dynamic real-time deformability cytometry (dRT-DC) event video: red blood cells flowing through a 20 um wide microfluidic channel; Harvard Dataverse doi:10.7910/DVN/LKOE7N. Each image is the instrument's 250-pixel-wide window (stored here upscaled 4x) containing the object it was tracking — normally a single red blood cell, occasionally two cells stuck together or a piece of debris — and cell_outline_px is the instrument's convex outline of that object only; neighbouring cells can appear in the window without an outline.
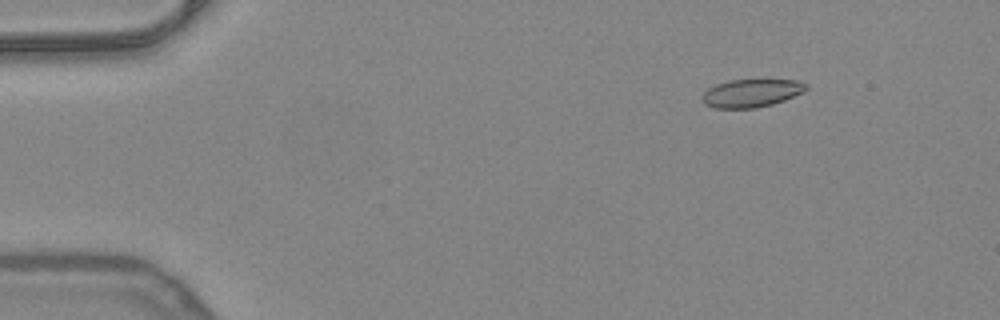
{"species": "common noctule bat (a hibernating species)", "species_latin": "Nyctalus noctula", "temperature_condition": "warm", "stored_images_in_passage": 52, "camera_frame_rate_fps": 3000, "um_per_image_px": 0.085, "animal": {"sex": "female", "body_mass_g": 24.6, "forearm_length_mm": 56.2}, "frame": {"image": 1, "passage_image": 7, "time_ms": 2.0, "image_size_px": [1000, 320], "cell_outline_px": [[808, 88], [804, 92], [784, 100], [772, 104], [756, 108], [716, 108], [704, 104], [700, 100], [700, 96], [708, 88], [716, 84], [728, 80], [796, 80], [808, 84]], "centroid_in_image_um": [63.84, 7.91], "position_along_channel_um": 21.2, "area_um2": 17.11}}
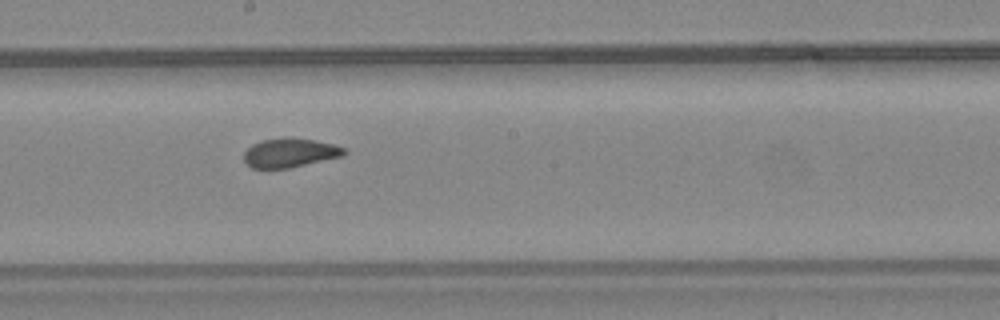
{"frame": {"image": 2, "passage_image": 29, "time_ms": 9.333, "image_size_px": [1000, 320], "cell_outline_px": [[348, 152], [344, 156], [288, 168], [252, 168], [244, 160], [244, 152], [252, 144], [260, 140], [284, 136], [312, 140], [332, 144], [348, 148]], "centroid_in_image_um": [24.66, 12.97], "position_along_channel_um": 223.5, "area_um2": 17.17}}
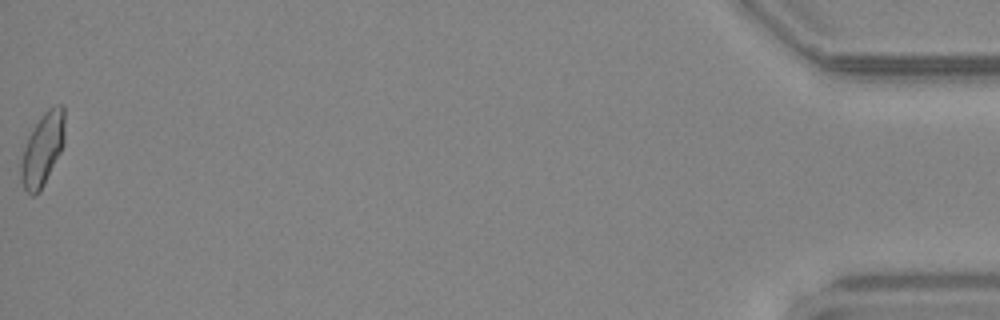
{"frame": {"image": 3, "passage_image": 52, "time_ms": 17.0, "image_size_px": [1000, 320], "cell_outline_px": [[64, 144], [40, 192], [32, 196], [24, 188], [20, 180], [20, 160], [28, 136], [40, 116], [48, 108], [56, 104], [64, 104]], "centroid_in_image_um": [3.61, 12.67], "position_along_channel_um": 431.6, "area_um2": 18.67}, "authors_computed_cell_mechanics": {"area_um2": 17.629, "velocity_mm_per_s": 4.0202, "shape_relaxation_time_tau1_ms": null, "shape_relaxation_time_tau2_ms": 1.0596, "deformation_change_tau1": null, "deformation_change_tau2": 0.0693}}